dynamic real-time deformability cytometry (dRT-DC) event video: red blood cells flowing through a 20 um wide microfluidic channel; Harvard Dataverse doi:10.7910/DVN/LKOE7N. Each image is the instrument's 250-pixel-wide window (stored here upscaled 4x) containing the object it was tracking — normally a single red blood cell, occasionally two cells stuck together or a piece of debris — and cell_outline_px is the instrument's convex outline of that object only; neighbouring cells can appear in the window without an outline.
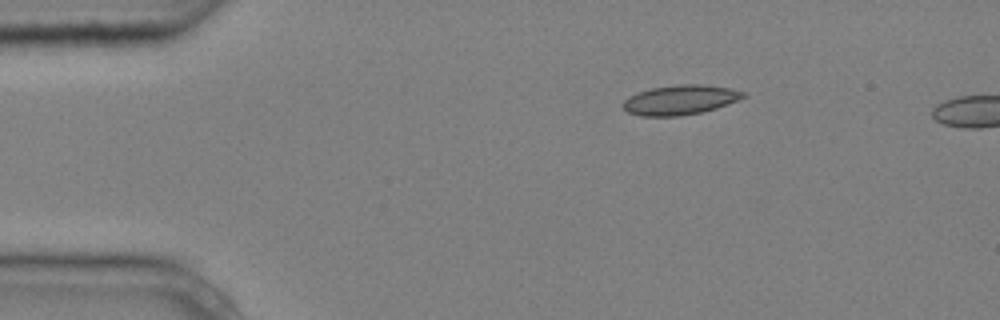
{"species": "common noctule bat (a hibernating species)", "species_latin": "Nyctalus noctula", "temperature_condition": "cold", "stored_images_in_passage": 2, "camera_frame_rate_fps": 3000, "um_per_image_px": 0.085, "animal": {"sex": "male", "body_mass_g": 20.4}, "frame": {"image": 1, "passage_image": 1, "time_ms": 0.0, "image_size_px": [1000, 320], "cell_outline_px": [[748, 96], [728, 104], [716, 108], [700, 112], [680, 116], [640, 116], [628, 112], [624, 108], [624, 100], [628, 96], [636, 92], [652, 88], [676, 84], [700, 84], [728, 88], [748, 92]], "centroid_in_image_um": [57.83, 8.48], "position_along_channel_um": 27.2, "area_um2": 20.87}}